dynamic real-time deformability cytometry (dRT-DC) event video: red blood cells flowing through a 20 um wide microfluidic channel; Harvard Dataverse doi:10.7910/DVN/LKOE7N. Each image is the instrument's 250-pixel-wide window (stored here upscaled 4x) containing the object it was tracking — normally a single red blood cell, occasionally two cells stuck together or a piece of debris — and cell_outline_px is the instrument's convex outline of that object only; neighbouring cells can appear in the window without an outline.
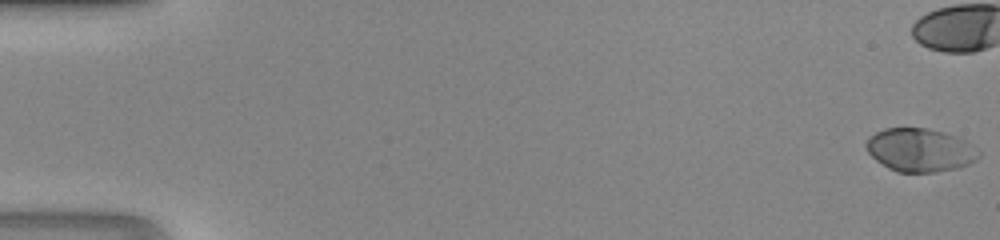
{"species": "human", "species_latin": "Homo sapiens", "temperature_condition": "room temperature", "stored_images_in_passage": 39, "camera_frame_rate_fps": 3000, "um_per_image_px": 0.085, "donor": {"sex": "male"}, "frame": {"image": 1, "passage_image": 1, "time_ms": 0.0, "image_size_px": [1000, 240], "cell_outline_px": [[980, 156], [976, 160], [968, 164], [956, 168], [936, 172], [896, 172], [888, 168], [876, 160], [868, 152], [864, 144], [876, 132], [884, 128], [928, 128], [944, 132], [956, 136], [972, 144], [980, 152]], "centroid_in_image_um": [78.21, 12.75], "position_along_channel_um": 6.8, "area_um2": 28.38}}